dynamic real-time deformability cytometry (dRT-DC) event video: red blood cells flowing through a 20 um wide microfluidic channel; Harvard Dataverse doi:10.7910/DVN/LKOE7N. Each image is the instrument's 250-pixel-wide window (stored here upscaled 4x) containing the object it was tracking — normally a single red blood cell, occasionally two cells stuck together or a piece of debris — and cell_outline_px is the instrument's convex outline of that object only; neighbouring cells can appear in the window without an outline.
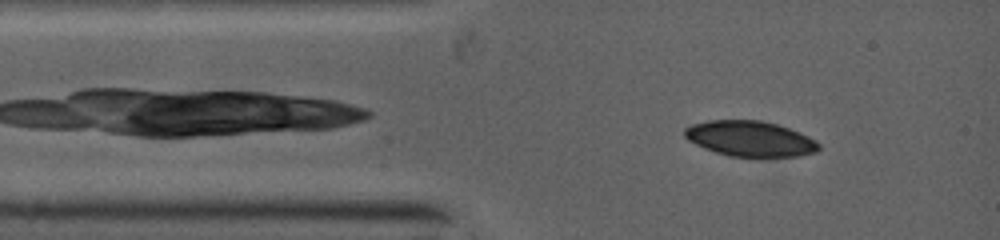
{"species": "common noctule bat (a hibernating species)", "species_latin": "Nyctalus noctula", "temperature_condition": "warm", "stored_images_in_passage": 5, "camera_frame_rate_fps": 5000, "um_per_image_px": 0.085, "animal": {"sex": "female", "body_mass_g": 19.0, "forearm_length_mm": 53.3}, "frame": {"image": 1, "passage_image": 2, "time_ms": 0.4, "image_size_px": [1000, 240], "cell_outline_px": [[820, 148], [816, 152], [796, 156], [728, 156], [704, 148], [688, 140], [684, 136], [684, 128], [692, 124], [712, 120], [760, 120], [776, 124], [788, 128], [820, 144]], "centroid_in_image_um": [63.7, 11.78], "position_along_channel_um": 21.3, "area_um2": 27.22}}